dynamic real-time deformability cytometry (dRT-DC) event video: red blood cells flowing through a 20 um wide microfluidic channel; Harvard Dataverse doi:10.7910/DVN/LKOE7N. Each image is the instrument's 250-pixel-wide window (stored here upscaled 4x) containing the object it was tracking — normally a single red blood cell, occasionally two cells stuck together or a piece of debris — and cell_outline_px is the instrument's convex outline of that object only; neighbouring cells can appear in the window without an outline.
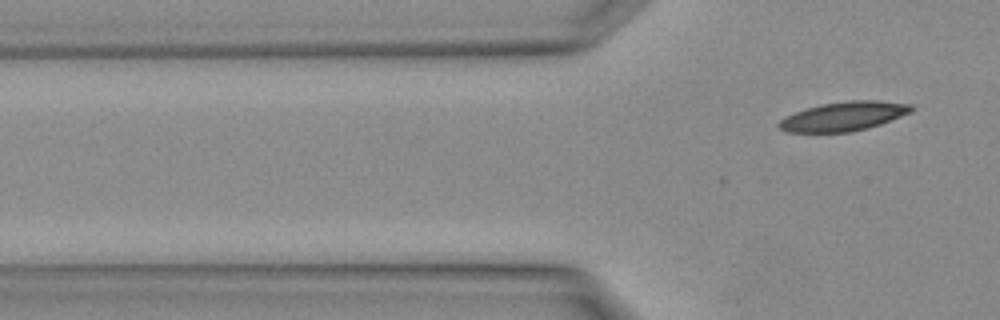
{"species": "Egyptian fruit bat (a non-hibernating species)", "species_latin": "Rousettus aegyptiacus", "temperature_condition": "warm", "stored_images_in_passage": 3, "camera_frame_rate_fps": 3000, "um_per_image_px": 0.085, "animal": {"sex": "female"}, "frame": {"image": 1, "passage_image": 3, "time_ms": 0.667, "image_size_px": [1000, 320], "cell_outline_px": [[912, 112], [880, 124], [868, 128], [848, 132], [788, 132], [776, 128], [776, 124], [780, 120], [796, 112], [820, 104], [852, 100], [876, 100], [912, 104]], "centroid_in_image_um": [71.71, 9.89], "position_along_channel_um": 54.1, "area_um2": 22.37}}